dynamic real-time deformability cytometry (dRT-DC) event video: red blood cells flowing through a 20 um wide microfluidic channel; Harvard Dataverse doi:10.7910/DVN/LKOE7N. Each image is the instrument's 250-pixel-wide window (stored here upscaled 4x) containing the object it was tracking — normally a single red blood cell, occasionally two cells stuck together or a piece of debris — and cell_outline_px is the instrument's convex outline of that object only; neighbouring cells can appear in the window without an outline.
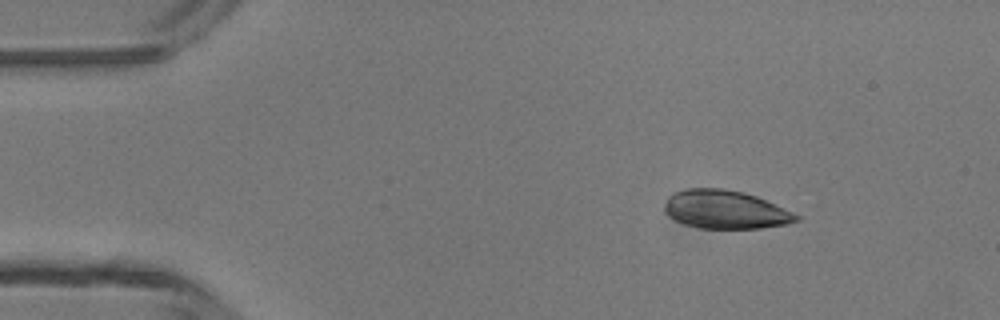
{"species": "common noctule bat (a hibernating species)", "species_latin": "Nyctalus noctula", "temperature_condition": "room temperature", "stored_images_in_passage": 5, "camera_frame_rate_fps": 3000, "um_per_image_px": 0.085, "animal": {"sex": "male", "body_mass_g": 13.3}, "frame": {"image": 1, "passage_image": 2, "time_ms": 1.333, "image_size_px": [1000, 320], "cell_outline_px": [[800, 220], [784, 224], [760, 228], [700, 228], [684, 224], [668, 216], [664, 212], [664, 204], [668, 196], [676, 192], [688, 188], [724, 188], [744, 192], [756, 196], [792, 212], [800, 216]], "centroid_in_image_um": [61.61, 17.81], "position_along_channel_um": 23.4, "area_um2": 29.36}}
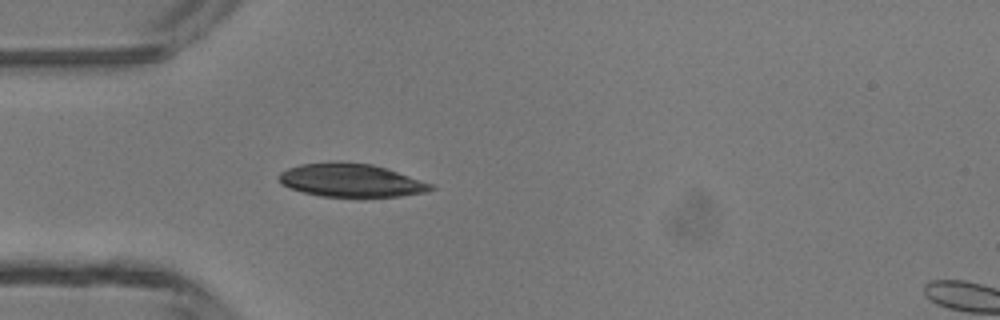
{"frame": {"image": 2, "passage_image": 4, "time_ms": 3.667, "image_size_px": [1000, 320], "cell_outline_px": [[436, 188], [424, 192], [400, 196], [360, 200], [320, 196], [288, 188], [280, 184], [276, 176], [280, 172], [288, 168], [300, 164], [336, 160], [340, 160], [372, 164], [388, 168], [432, 184]], "centroid_in_image_um": [29.8, 15.35], "position_along_channel_um": 55.2, "area_um2": 30.92}}